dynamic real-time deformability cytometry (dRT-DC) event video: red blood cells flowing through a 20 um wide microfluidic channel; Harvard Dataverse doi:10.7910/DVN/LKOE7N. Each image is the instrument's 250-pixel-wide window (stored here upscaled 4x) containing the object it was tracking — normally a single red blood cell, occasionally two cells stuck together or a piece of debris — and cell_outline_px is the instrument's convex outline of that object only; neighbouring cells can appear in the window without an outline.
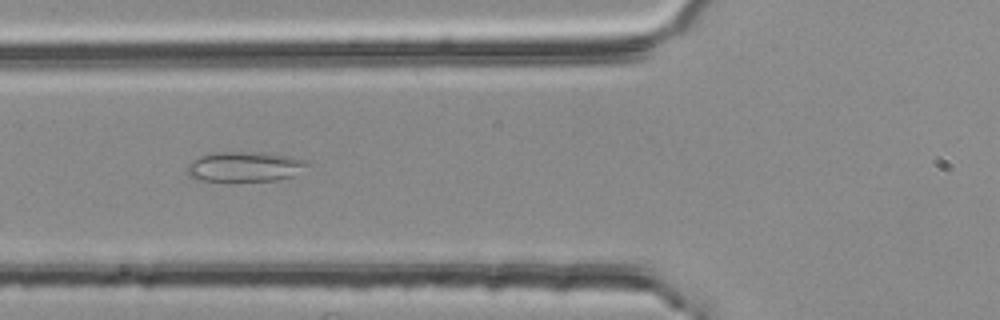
{"species": "common noctule bat (a hibernating species)", "species_latin": "Nyctalus noctula", "temperature_condition": "room temperature", "stored_images_in_passage": 55, "camera_frame_rate_fps": 3000, "um_per_image_px": 0.085, "animal": {"sex": "female", "body_mass_g": 25.1}, "frame": {"image": 1, "passage_image": 21, "time_ms": 6.667, "image_size_px": [1000, 320], "cell_outline_px": [[308, 164], [292, 176], [276, 180], [196, 180], [188, 176], [188, 164], [192, 160], [200, 156], [216, 152], [252, 152], [288, 156], [308, 160]], "centroid_in_image_um": [20.76, 14.16], "position_along_channel_um": 105.0, "area_um2": 20.52}}
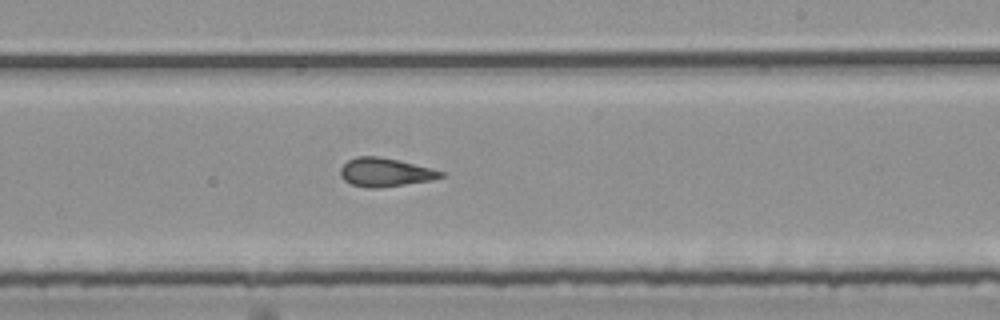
{"frame": {"image": 2, "passage_image": 33, "time_ms": 10.667, "image_size_px": [1000, 320], "cell_outline_px": [[444, 176], [432, 180], [376, 188], [368, 188], [352, 184], [344, 180], [340, 176], [340, 168], [348, 160], [356, 156], [376, 156], [396, 160], [444, 172]], "centroid_in_image_um": [32.68, 14.65], "position_along_channel_um": 256.3, "area_um2": 16.36}}
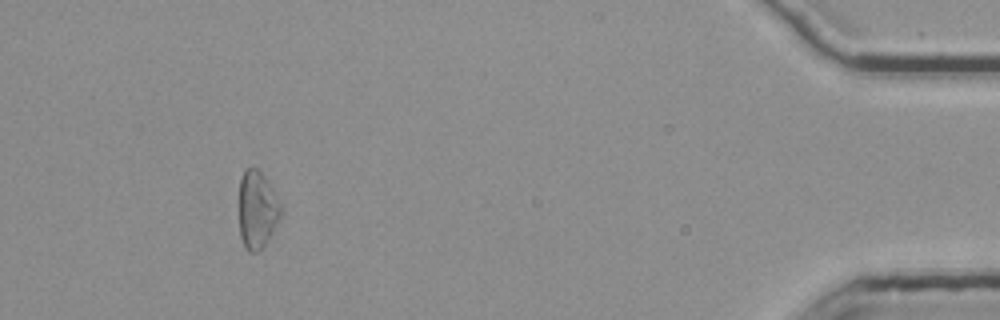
{"frame": {"image": 3, "passage_image": 51, "time_ms": 16.667, "image_size_px": [1000, 320], "cell_outline_px": [[280, 216], [272, 232], [264, 244], [256, 252], [248, 252], [240, 236], [240, 180], [244, 168], [256, 168], [264, 176], [272, 188], [280, 204]], "centroid_in_image_um": [21.84, 17.8], "position_along_channel_um": 413.4, "area_um2": 18.32}, "authors_computed_cell_mechanics": {"area_um2": 17.918, "velocity_mm_per_s": 3.7777, "shape_relaxation_time_tau1_ms": null, "shape_relaxation_time_tau2_ms": 1.5871, "deformation_change_tau1": null, "deformation_change_tau2": 0.1096}}